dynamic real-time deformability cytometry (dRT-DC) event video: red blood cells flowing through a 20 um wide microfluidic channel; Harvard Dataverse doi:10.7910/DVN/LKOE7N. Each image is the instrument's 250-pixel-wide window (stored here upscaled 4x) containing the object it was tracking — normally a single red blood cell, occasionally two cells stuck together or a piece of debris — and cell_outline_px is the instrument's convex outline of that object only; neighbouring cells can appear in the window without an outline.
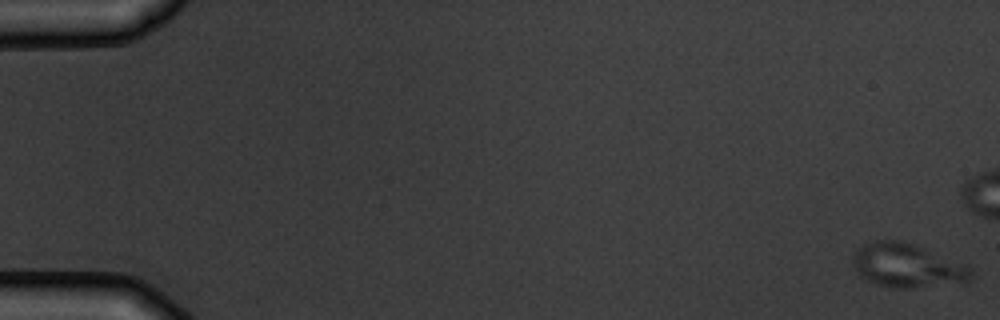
{"species": "common noctule bat (a hibernating species)", "species_latin": "Nyctalus noctula", "temperature_condition": "warm", "stored_images_in_passage": 7, "camera_frame_rate_fps": 3000, "um_per_image_px": 0.085, "animal": {"sex": "male", "body_mass_g": 19.5, "forearm_length_mm": 54.6}, "frame": {"image": 1, "passage_image": 1, "time_ms": 0.0, "image_size_px": [1000, 320], "cell_outline_px": [[972, 280], [964, 284], [908, 288], [900, 288], [880, 284], [868, 280], [860, 276], [856, 272], [852, 264], [852, 256], [864, 244], [876, 240], [896, 240], [912, 244], [968, 264], [972, 268]], "centroid_in_image_um": [77.19, 22.59], "position_along_channel_um": 7.8, "area_um2": 30.4}}